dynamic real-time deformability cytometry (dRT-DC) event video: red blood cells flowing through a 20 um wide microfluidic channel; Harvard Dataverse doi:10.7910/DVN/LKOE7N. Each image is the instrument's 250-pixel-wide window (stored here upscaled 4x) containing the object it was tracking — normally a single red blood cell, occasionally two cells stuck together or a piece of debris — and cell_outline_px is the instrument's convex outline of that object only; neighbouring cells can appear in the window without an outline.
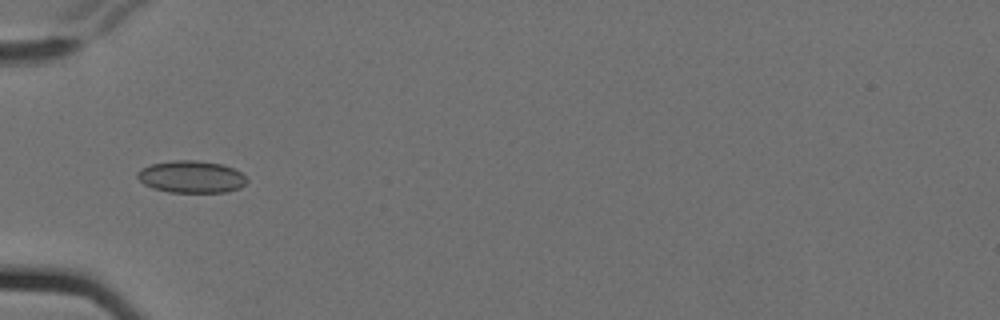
{"species": "Egyptian fruit bat (a non-hibernating species)", "species_latin": "Rousettus aegyptiacus", "temperature_condition": "cold", "stored_images_in_passage": 10, "camera_frame_rate_fps": 3000, "um_per_image_px": 0.085, "animal": {"sex": "female"}, "frame": {"image": 1, "passage_image": 6, "time_ms": 1.667, "image_size_px": [1000, 320], "cell_outline_px": [[248, 180], [240, 188], [228, 192], [168, 192], [152, 188], [144, 184], [136, 176], [136, 172], [140, 168], [152, 164], [172, 160], [196, 160], [220, 164], [232, 168], [240, 172]], "centroid_in_image_um": [16.23, 15.03], "position_along_channel_um": 68.8, "area_um2": 20.52}}
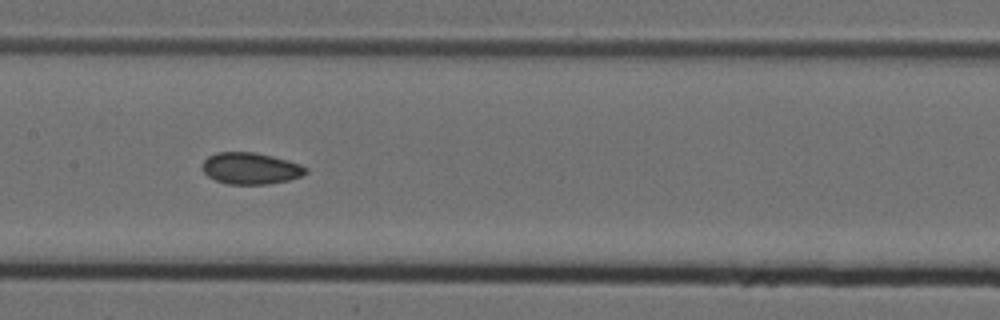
{"frame": {"image": 2, "passage_image": 9, "time_ms": 2.667, "image_size_px": [1000, 320], "cell_outline_px": [[308, 172], [300, 176], [288, 180], [268, 184], [228, 184], [216, 180], [208, 176], [204, 172], [204, 160], [208, 156], [216, 152], [252, 152], [272, 156], [288, 160], [300, 164], [308, 168]], "centroid_in_image_um": [21.32, 14.31], "position_along_channel_um": 186.1, "area_um2": 18.9}}
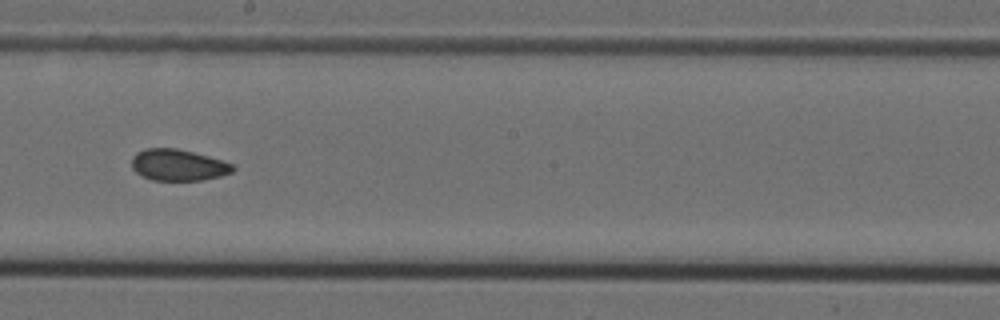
{"frame": {"image": 3, "passage_image": 10, "time_ms": 3.0, "image_size_px": [1000, 320], "cell_outline_px": [[236, 168], [232, 172], [220, 176], [200, 180], [152, 180], [136, 172], [132, 168], [132, 156], [136, 152], [144, 148], [176, 148], [208, 156], [232, 164]], "centroid_in_image_um": [15.12, 14.02], "position_along_channel_um": 233.1, "area_um2": 18.38}}